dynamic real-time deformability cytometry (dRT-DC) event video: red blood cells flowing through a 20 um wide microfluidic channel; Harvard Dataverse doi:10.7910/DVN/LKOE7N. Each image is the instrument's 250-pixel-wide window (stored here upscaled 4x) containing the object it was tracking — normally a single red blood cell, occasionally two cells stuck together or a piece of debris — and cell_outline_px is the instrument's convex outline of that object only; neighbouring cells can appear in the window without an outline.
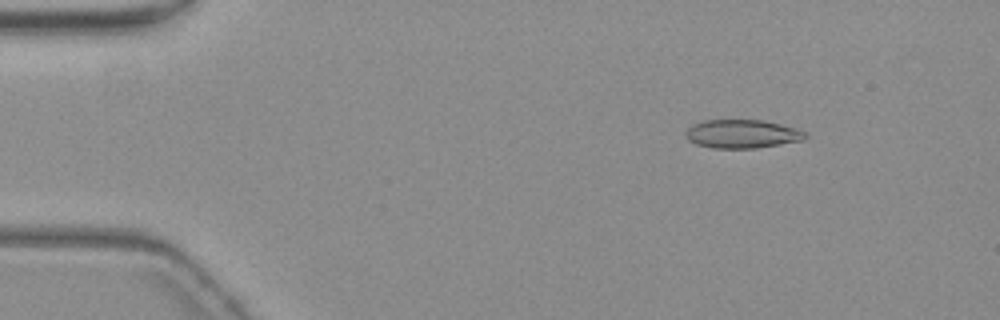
{"species": "common noctule bat (a hibernating species)", "species_latin": "Nyctalus noctula", "temperature_condition": "warm", "stored_images_in_passage": 6, "camera_frame_rate_fps": 3000, "um_per_image_px": 0.085, "animal": {"sex": "female", "body_mass_g": 19.3, "forearm_length_mm": 54.1}, "frame": {"image": 1, "passage_image": 2, "time_ms": 1.0, "image_size_px": [1000, 320], "cell_outline_px": [[808, 136], [804, 140], [756, 148], [712, 148], [696, 144], [688, 140], [684, 136], [684, 132], [692, 124], [704, 120], [764, 120], [780, 124], [804, 132]], "centroid_in_image_um": [63.02, 11.38], "position_along_channel_um": 22.0, "area_um2": 19.88}}
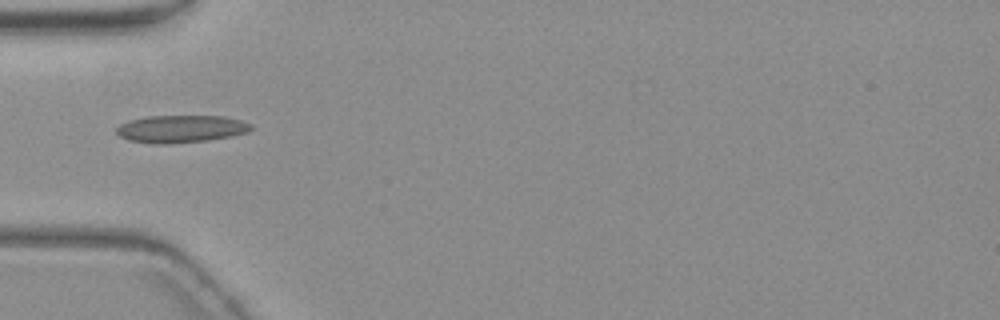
{"frame": {"image": 2, "passage_image": 5, "time_ms": 4.667, "image_size_px": [1000, 320], "cell_outline_px": [[252, 128], [248, 132], [232, 136], [208, 140], [172, 144], [152, 144], [128, 140], [120, 136], [116, 132], [116, 128], [120, 124], [128, 120], [148, 116], [224, 116], [240, 120], [252, 124]], "centroid_in_image_um": [15.36, 10.96], "position_along_channel_um": 69.6, "area_um2": 21.73}}
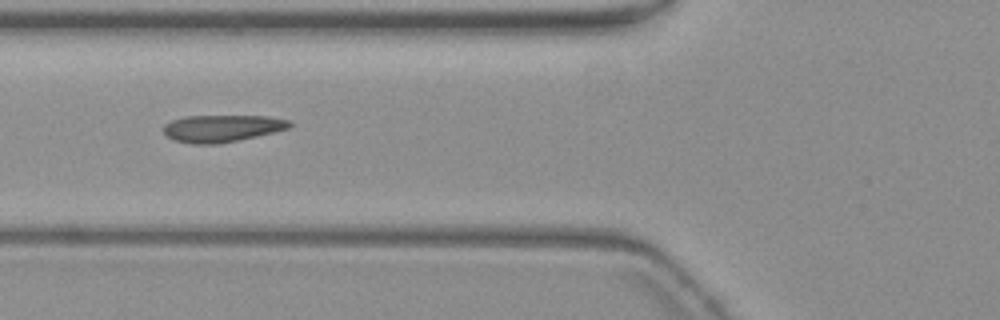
{"frame": {"image": 3, "passage_image": 6, "time_ms": 5.667, "image_size_px": [1000, 320], "cell_outline_px": [[292, 124], [288, 128], [256, 136], [220, 144], [188, 144], [176, 140], [168, 136], [164, 132], [164, 124], [172, 120], [184, 116], [268, 116], [292, 120]], "centroid_in_image_um": [18.87, 10.9], "position_along_channel_um": 106.9, "area_um2": 19.88}}